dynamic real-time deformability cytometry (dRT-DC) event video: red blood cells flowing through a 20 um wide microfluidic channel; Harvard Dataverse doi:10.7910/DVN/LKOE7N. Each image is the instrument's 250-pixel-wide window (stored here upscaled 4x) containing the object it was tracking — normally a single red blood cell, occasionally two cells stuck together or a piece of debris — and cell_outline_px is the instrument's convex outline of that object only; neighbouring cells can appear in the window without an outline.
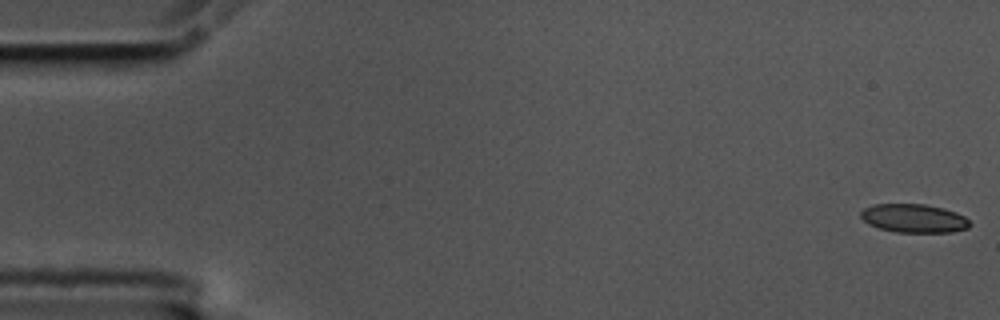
{"species": "common noctule bat (a hibernating species)", "species_latin": "Nyctalus noctula", "temperature_condition": "cold", "stored_images_in_passage": 43, "camera_frame_rate_fps": 3000, "um_per_image_px": 0.085, "animal": {"sex": "male", "body_mass_g": 17.5, "forearm_length_mm": 52.3}, "frame": {"image": 1, "passage_image": 1, "time_ms": 0.0, "image_size_px": [1000, 320], "cell_outline_px": [[972, 224], [968, 228], [952, 232], [896, 232], [880, 228], [868, 224], [860, 216], [860, 212], [864, 208], [872, 204], [924, 204], [944, 208], [956, 212], [964, 216]], "centroid_in_image_um": [77.68, 18.55], "position_along_channel_um": 7.3, "area_um2": 18.21}}
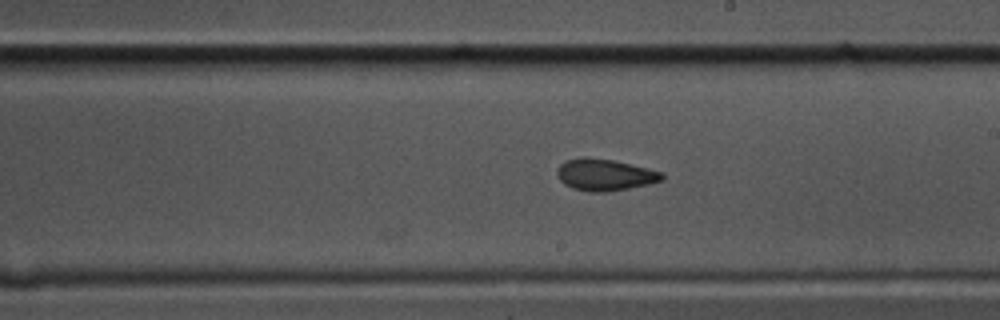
{"frame": {"image": 2, "passage_image": 32, "time_ms": 10.333, "image_size_px": [1000, 320], "cell_outline_px": [[664, 180], [648, 184], [608, 192], [592, 192], [572, 188], [564, 184], [560, 180], [556, 172], [560, 164], [568, 160], [584, 156], [588, 156], [612, 160], [648, 168], [664, 172]], "centroid_in_image_um": [51.42, 14.85], "position_along_channel_um": 237.6, "area_um2": 19.42}}
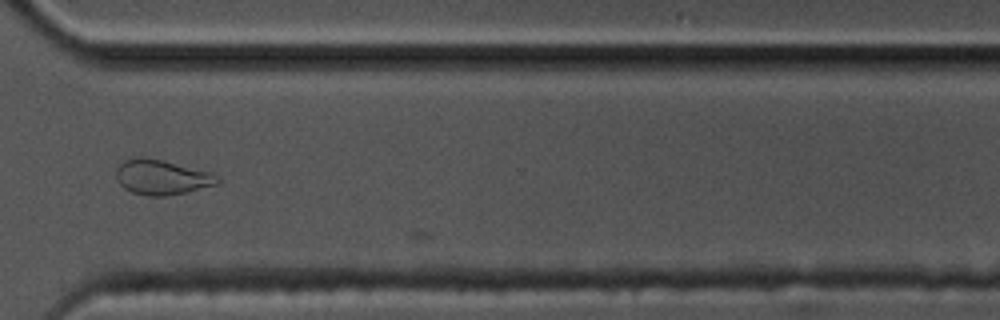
{"frame": {"image": 3, "passage_image": 42, "time_ms": 13.667, "image_size_px": [1000, 320], "cell_outline_px": [[220, 184], [184, 192], [164, 196], [148, 196], [132, 192], [124, 188], [116, 180], [116, 168], [124, 160], [136, 156], [144, 156], [164, 160], [212, 172], [220, 176]], "centroid_in_image_um": [13.76, 15.04], "position_along_channel_um": 356.8, "area_um2": 20.98}}